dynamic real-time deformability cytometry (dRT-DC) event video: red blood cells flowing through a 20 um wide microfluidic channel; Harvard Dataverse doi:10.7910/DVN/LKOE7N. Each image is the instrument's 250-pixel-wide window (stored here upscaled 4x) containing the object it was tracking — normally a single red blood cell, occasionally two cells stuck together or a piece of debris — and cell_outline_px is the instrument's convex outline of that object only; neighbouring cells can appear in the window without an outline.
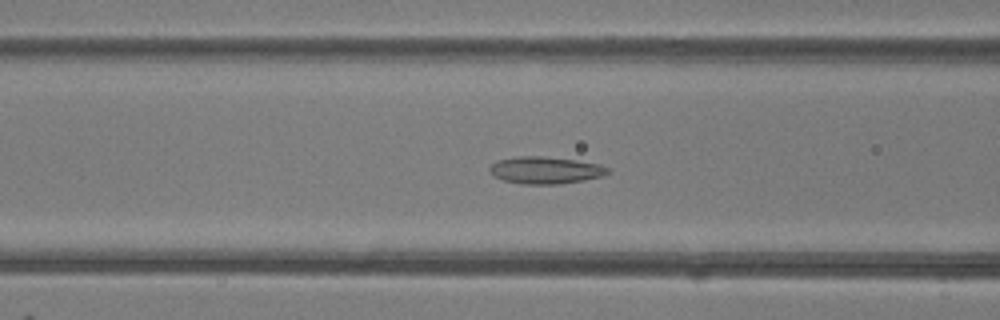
{"species": "common noctule bat (a hibernating species)", "species_latin": "Nyctalus noctula", "temperature_condition": "room temperature", "stored_images_in_passage": 36, "camera_frame_rate_fps": 3000, "um_per_image_px": 0.085, "animal": {"sex": "female"}, "frame": {"image": 1, "passage_image": 7, "time_ms": 2.0, "image_size_px": [1000, 320], "cell_outline_px": [[612, 172], [604, 176], [584, 180], [560, 184], [520, 184], [504, 180], [492, 176], [488, 172], [488, 168], [492, 164], [500, 160], [520, 156], [544, 156], [576, 160], [600, 164], [612, 168]], "centroid_in_image_um": [46.41, 14.47], "position_along_channel_um": 120.2, "area_um2": 18.96}}
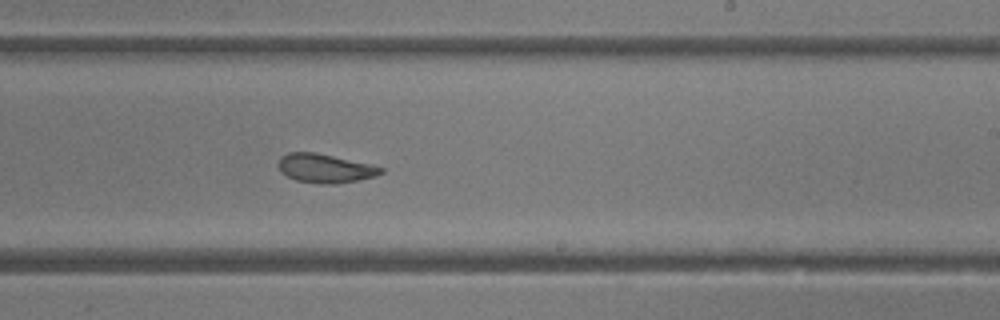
{"frame": {"image": 2, "passage_image": 17, "time_ms": 5.333, "image_size_px": [1000, 320], "cell_outline_px": [[384, 172], [376, 176], [360, 180], [336, 184], [320, 184], [296, 180], [280, 172], [280, 156], [288, 152], [312, 152], [372, 164], [384, 168]], "centroid_in_image_um": [27.67, 14.32], "position_along_channel_um": 261.3, "area_um2": 17.22}}
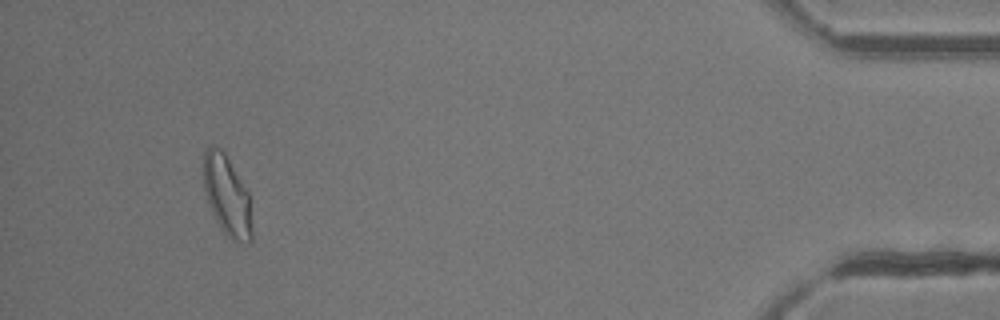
{"frame": {"image": 3, "passage_image": 33, "time_ms": 10.667, "image_size_px": [1000, 320], "cell_outline_px": [[252, 240], [248, 244], [232, 240], [220, 228], [212, 212], [204, 188], [204, 152], [212, 144], [216, 144], [224, 152], [248, 192], [252, 228]], "centroid_in_image_um": [19.3, 16.65], "position_along_channel_um": 415.9, "area_um2": 22.37}, "authors_computed_cell_mechanics": {"area_um2": 18.3226, "velocity_mm_per_s": 4.2332, "shape_relaxation_time_tau1_ms": 3.7986, "shape_relaxation_time_tau2_ms": 2.1065, "deformation_change_tau1": 0.1298, "deformation_change_tau2": 0.0917}}